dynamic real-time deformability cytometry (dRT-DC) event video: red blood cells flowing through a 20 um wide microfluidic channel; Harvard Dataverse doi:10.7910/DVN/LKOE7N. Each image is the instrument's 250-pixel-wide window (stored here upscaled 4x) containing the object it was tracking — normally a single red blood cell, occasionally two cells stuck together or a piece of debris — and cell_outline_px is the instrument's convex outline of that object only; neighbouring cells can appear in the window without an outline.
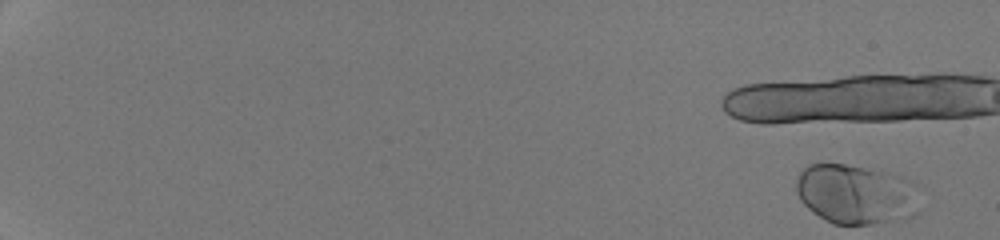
{"species": "human", "species_latin": "Homo sapiens", "temperature_condition": "room temperature", "stored_images_in_passage": 24, "camera_frame_rate_fps": 3000, "um_per_image_px": 0.085, "donor": {"sex": "male"}, "frame": {"image": 1, "passage_image": 1, "time_ms": 0.0, "image_size_px": [1000, 240], "cell_outline_px": [[916, 184], [888, 220], [868, 224], [832, 224], [812, 212], [800, 200], [796, 192], [796, 180], [800, 172], [808, 164], [844, 164], [864, 168], [900, 176]], "centroid_in_image_um": [72.34, 16.42], "position_along_channel_um": 12.7, "area_um2": 39.25}}